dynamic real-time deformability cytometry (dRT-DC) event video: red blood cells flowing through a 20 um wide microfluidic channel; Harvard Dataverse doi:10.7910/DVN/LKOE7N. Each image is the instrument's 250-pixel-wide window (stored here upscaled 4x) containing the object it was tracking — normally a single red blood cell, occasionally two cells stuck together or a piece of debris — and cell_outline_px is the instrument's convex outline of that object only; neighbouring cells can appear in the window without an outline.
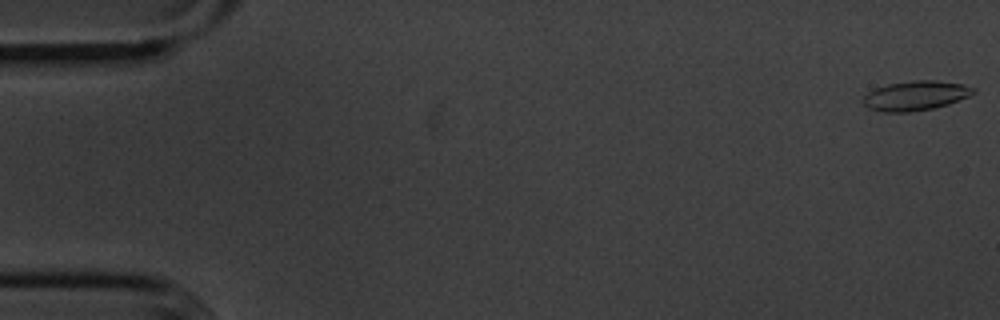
{"species": "common noctule bat (a hibernating species)", "species_latin": "Nyctalus noctula", "temperature_condition": "cold", "stored_images_in_passage": 15, "camera_frame_rate_fps": 3000, "um_per_image_px": 0.085, "animal": {"sex": "male", "body_mass_g": 20.1, "forearm_length_mm": 53.5}, "frame": {"image": 1, "passage_image": 1, "time_ms": 0.0, "image_size_px": [1000, 320], "cell_outline_px": [[976, 92], [968, 96], [948, 104], [932, 108], [908, 112], [884, 112], [868, 108], [864, 104], [864, 96], [868, 92], [876, 88], [888, 84], [912, 80], [936, 80], [964, 84], [976, 88]], "centroid_in_image_um": [77.84, 8.12], "position_along_channel_um": 7.2, "area_um2": 18.9}}